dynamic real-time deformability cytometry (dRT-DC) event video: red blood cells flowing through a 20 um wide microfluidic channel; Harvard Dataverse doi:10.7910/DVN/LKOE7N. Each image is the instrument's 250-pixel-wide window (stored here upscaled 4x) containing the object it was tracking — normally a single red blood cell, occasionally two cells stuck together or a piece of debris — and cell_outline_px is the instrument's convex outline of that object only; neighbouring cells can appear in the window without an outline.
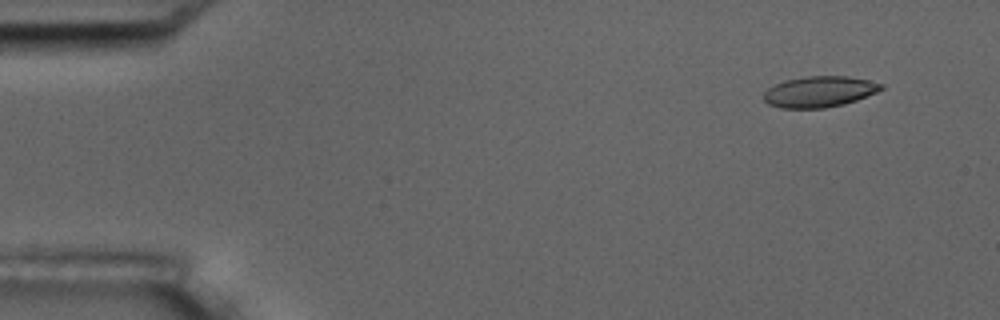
{"species": "common noctule bat (a hibernating species)", "species_latin": "Nyctalus noctula", "temperature_condition": "room temperature", "stored_images_in_passage": 7, "camera_frame_rate_fps": 3000, "um_per_image_px": 0.085, "animal": {"sex": "male", "body_mass_g": 17.5, "forearm_length_mm": 52.3}, "frame": {"image": 1, "passage_image": 2, "time_ms": 1.333, "image_size_px": [1000, 320], "cell_outline_px": [[884, 88], [876, 92], [856, 100], [844, 104], [824, 108], [780, 108], [768, 104], [764, 100], [764, 92], [768, 88], [784, 80], [808, 76], [848, 76], [868, 80], [884, 84]], "centroid_in_image_um": [69.64, 7.79], "position_along_channel_um": 15.4, "area_um2": 21.15}}
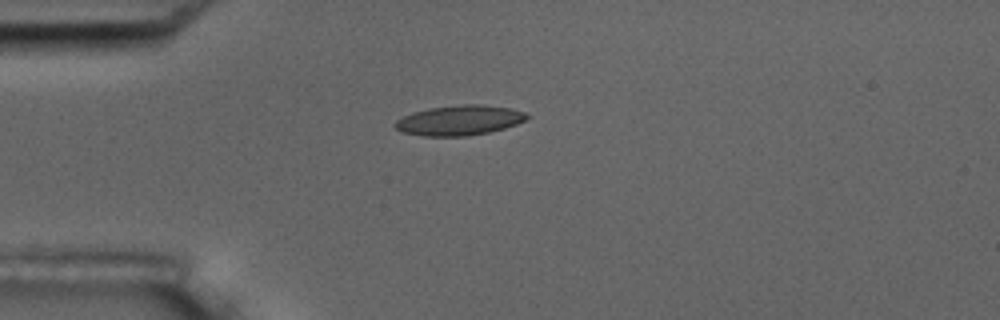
{"frame": {"image": 2, "passage_image": 5, "time_ms": 4.667, "image_size_px": [1000, 320], "cell_outline_px": [[528, 116], [524, 120], [516, 124], [504, 128], [488, 132], [468, 136], [424, 136], [400, 132], [392, 124], [396, 120], [412, 112], [428, 108], [464, 104], [484, 104], [508, 108], [524, 112]], "centroid_in_image_um": [38.99, 10.23], "position_along_channel_um": 46.0, "area_um2": 23.0}}
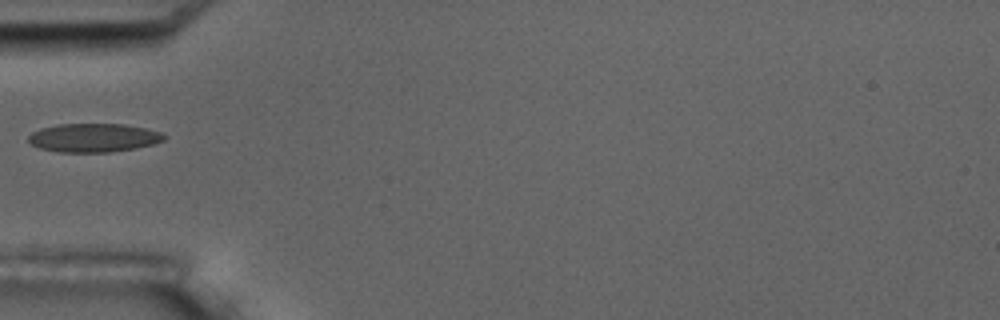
{"frame": {"image": 3, "passage_image": 6, "time_ms": 6.0, "image_size_px": [1000, 320], "cell_outline_px": [[168, 136], [164, 140], [156, 144], [136, 148], [108, 152], [56, 152], [40, 148], [32, 144], [28, 140], [28, 136], [32, 132], [40, 128], [56, 124], [124, 124], [148, 128], [160, 132]], "centroid_in_image_um": [7.98, 11.7], "position_along_channel_um": 77.0, "area_um2": 22.89}}